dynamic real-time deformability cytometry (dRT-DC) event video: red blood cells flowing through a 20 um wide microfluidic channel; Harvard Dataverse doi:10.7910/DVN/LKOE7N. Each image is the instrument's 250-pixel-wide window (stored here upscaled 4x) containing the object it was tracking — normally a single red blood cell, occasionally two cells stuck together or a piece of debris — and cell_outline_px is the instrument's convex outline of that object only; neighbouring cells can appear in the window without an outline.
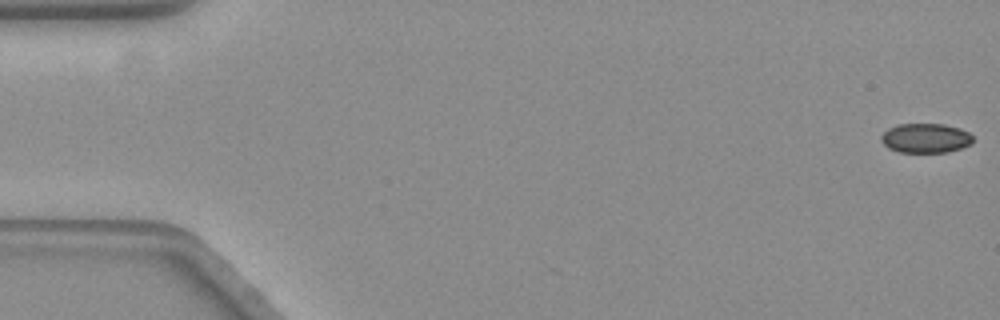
{"species": "common noctule bat (a hibernating species)", "species_latin": "Nyctalus noctula", "temperature_condition": "warm", "stored_images_in_passage": 59, "camera_frame_rate_fps": 3000, "um_per_image_px": 0.085, "animal": {"sex": "female", "body_mass_g": 19.3, "forearm_length_mm": 54.1}, "frame": {"image": 1, "passage_image": 1, "time_ms": 0.0, "image_size_px": [1000, 320], "cell_outline_px": [[972, 140], [968, 144], [960, 148], [948, 152], [900, 152], [888, 148], [880, 140], [880, 136], [888, 128], [896, 124], [944, 124], [960, 128], [968, 132], [972, 136]], "centroid_in_image_um": [78.63, 11.73], "position_along_channel_um": 6.4, "area_um2": 15.72}}
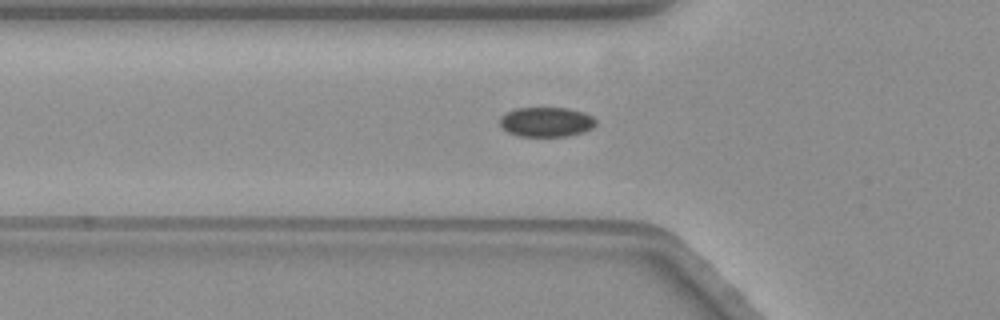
{"frame": {"image": 2, "passage_image": 20, "time_ms": 6.333, "image_size_px": [1000, 320], "cell_outline_px": [[596, 124], [592, 128], [584, 132], [568, 136], [520, 136], [508, 132], [500, 124], [500, 116], [504, 112], [516, 108], [568, 108], [592, 116], [596, 120]], "centroid_in_image_um": [46.42, 10.36], "position_along_channel_um": 79.4, "area_um2": 16.59}}
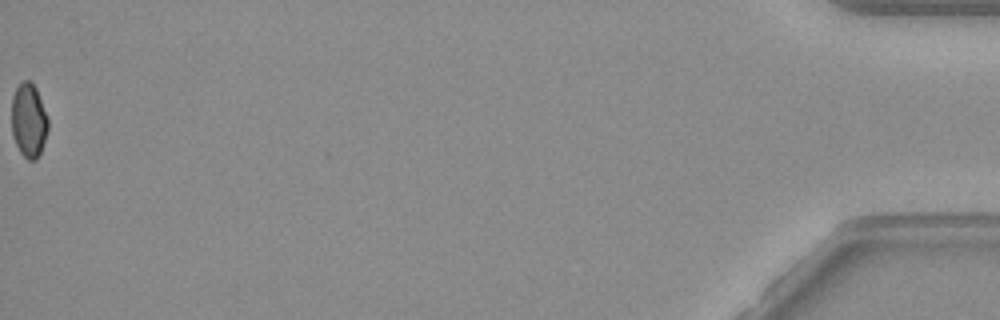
{"frame": {"image": 3, "passage_image": 59, "time_ms": 19.333, "image_size_px": [1000, 320], "cell_outline_px": [[48, 128], [40, 152], [36, 160], [28, 160], [20, 152], [12, 136], [12, 96], [16, 88], [24, 80], [28, 80], [36, 88], [48, 120]], "centroid_in_image_um": [2.42, 10.25], "position_along_channel_um": 432.8, "area_um2": 15.49}, "authors_computed_cell_mechanics": {"area_um2": 16.5886, "velocity_mm_per_s": 3.5497, "shape_relaxation_time_tau1_ms": null, "shape_relaxation_time_tau2_ms": 6.4613, "deformation_change_tau1": null, "deformation_change_tau2": 0.0642}}